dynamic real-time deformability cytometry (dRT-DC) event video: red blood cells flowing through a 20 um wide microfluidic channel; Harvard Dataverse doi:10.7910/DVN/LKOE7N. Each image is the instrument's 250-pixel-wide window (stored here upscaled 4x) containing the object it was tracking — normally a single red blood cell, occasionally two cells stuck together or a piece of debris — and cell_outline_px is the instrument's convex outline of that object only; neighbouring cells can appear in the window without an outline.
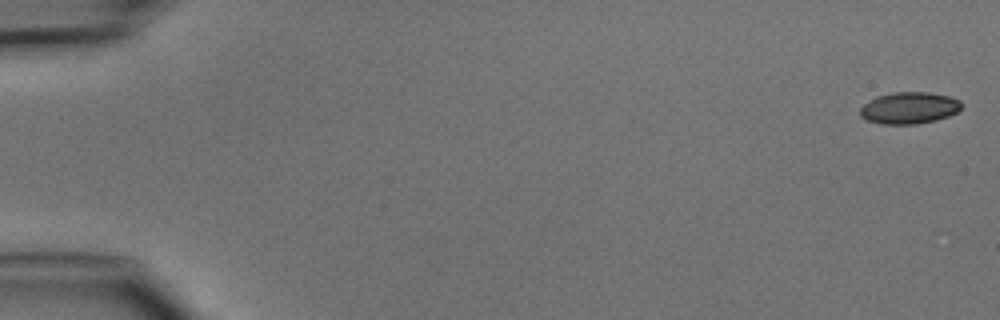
{"species": "common noctule bat (a hibernating species)", "species_latin": "Nyctalus noctula", "temperature_condition": "cold", "stored_images_in_passage": 4, "camera_frame_rate_fps": 3000, "um_per_image_px": 0.085, "animal": {"sex": "male", "body_mass_g": 15.6}, "frame": {"image": 1, "passage_image": 1, "time_ms": 0.0, "image_size_px": [1000, 320], "cell_outline_px": [[960, 108], [956, 112], [948, 116], [936, 120], [916, 124], [880, 124], [868, 120], [860, 116], [860, 108], [864, 104], [876, 96], [892, 92], [928, 92], [948, 96], [960, 100]], "centroid_in_image_um": [77.25, 9.17], "position_along_channel_um": 7.7, "area_um2": 18.67}}
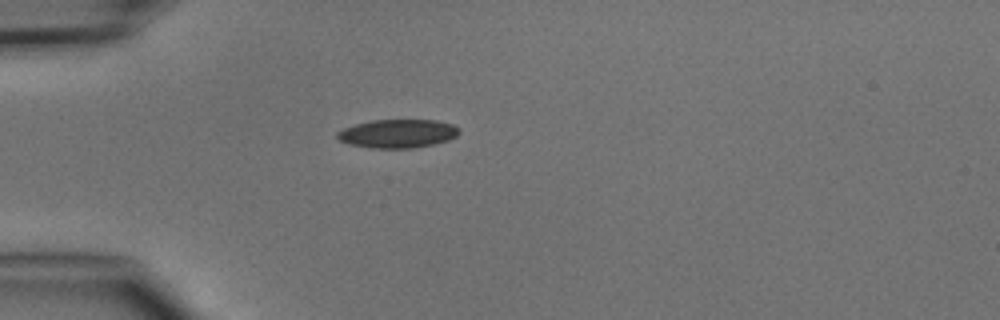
{"frame": {"image": 2, "passage_image": 4, "time_ms": 4.333, "image_size_px": [1000, 320], "cell_outline_px": [[460, 132], [456, 136], [448, 140], [432, 144], [412, 148], [372, 148], [348, 144], [340, 140], [336, 136], [336, 132], [344, 128], [356, 124], [372, 120], [436, 120], [452, 124], [460, 128]], "centroid_in_image_um": [33.8, 11.35], "position_along_channel_um": 51.2, "area_um2": 20.23}}